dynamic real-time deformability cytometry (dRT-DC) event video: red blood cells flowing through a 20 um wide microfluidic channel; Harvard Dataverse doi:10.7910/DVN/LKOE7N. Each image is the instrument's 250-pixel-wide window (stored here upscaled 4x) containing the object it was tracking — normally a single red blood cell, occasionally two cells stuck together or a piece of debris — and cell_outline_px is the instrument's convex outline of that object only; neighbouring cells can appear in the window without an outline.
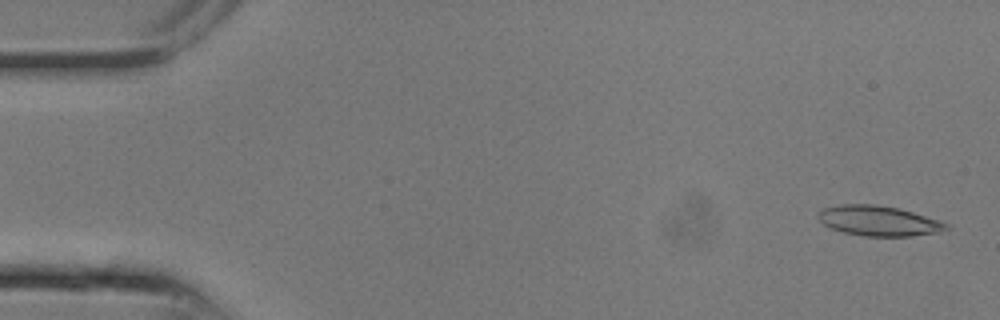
{"species": "common noctule bat (a hibernating species)", "species_latin": "Nyctalus noctula", "temperature_condition": "room temperature", "stored_images_in_passage": 13, "camera_frame_rate_fps": 3000, "um_per_image_px": 0.085, "animal": {"sex": "male", "body_mass_g": 13.3}, "frame": {"image": 1, "passage_image": 1, "time_ms": 0.0, "image_size_px": [1000, 320], "cell_outline_px": [[948, 228], [936, 232], [912, 236], [864, 236], [844, 232], [832, 228], [824, 224], [816, 216], [824, 208], [840, 204], [872, 204], [900, 208], [940, 220], [948, 224]], "centroid_in_image_um": [74.69, 18.76], "position_along_channel_um": 10.3, "area_um2": 22.31}}
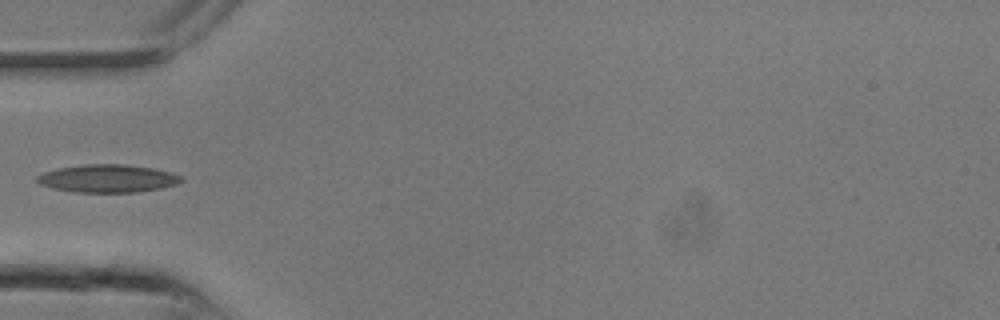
{"frame": {"image": 2, "passage_image": 8, "time_ms": 2.333, "image_size_px": [1000, 320], "cell_outline_px": [[184, 180], [176, 184], [160, 188], [136, 192], [76, 192], [52, 188], [40, 184], [36, 180], [36, 176], [44, 172], [56, 168], [84, 164], [128, 164], [152, 168], [184, 176]], "centroid_in_image_um": [9.14, 15.16], "position_along_channel_um": 75.9, "area_um2": 23.47}}
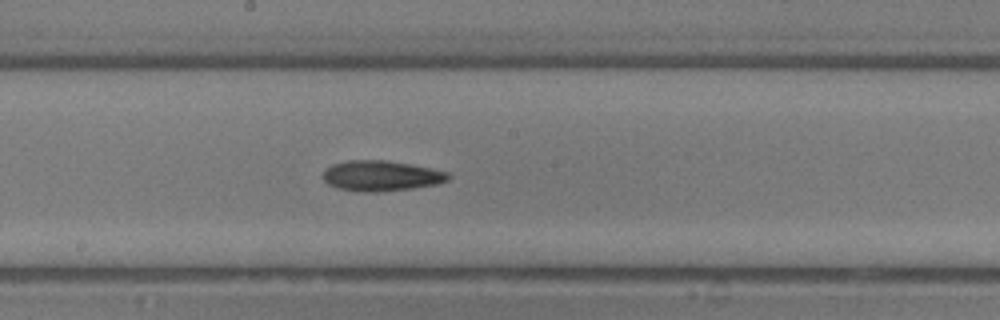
{"frame": {"image": 3, "passage_image": 13, "time_ms": 4.0, "image_size_px": [1000, 320], "cell_outline_px": [[452, 176], [448, 180], [436, 184], [412, 188], [380, 192], [364, 192], [340, 188], [328, 184], [324, 180], [324, 172], [332, 164], [348, 160], [388, 160], [412, 164], [432, 168], [448, 172]], "centroid_in_image_um": [32.45, 14.93], "position_along_channel_um": 215.8, "area_um2": 22.2}}